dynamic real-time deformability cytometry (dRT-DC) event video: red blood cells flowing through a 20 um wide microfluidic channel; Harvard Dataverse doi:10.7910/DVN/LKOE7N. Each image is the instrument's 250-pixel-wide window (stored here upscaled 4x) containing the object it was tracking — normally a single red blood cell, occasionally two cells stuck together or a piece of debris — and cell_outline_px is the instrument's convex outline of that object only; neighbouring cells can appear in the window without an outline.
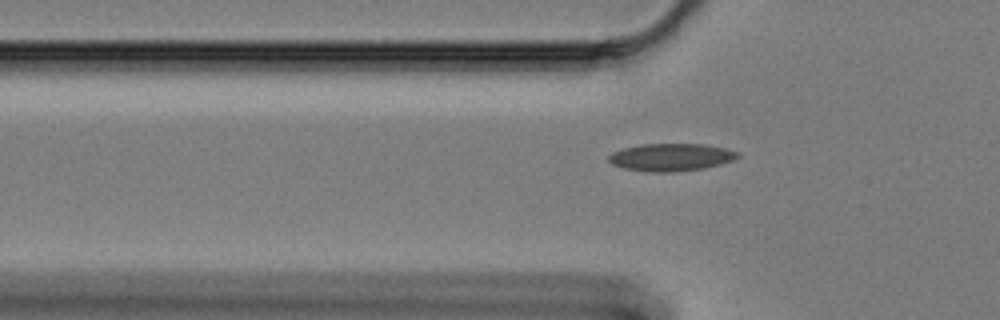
{"species": "Egyptian fruit bat (a non-hibernating species)", "species_latin": "Rousettus aegyptiacus", "temperature_condition": "cold", "stored_images_in_passage": 46, "camera_frame_rate_fps": 3000, "um_per_image_px": 0.085, "animal": {"sex": "female"}, "frame": {"image": 1, "passage_image": 6, "time_ms": 1.667, "image_size_px": [1000, 320], "cell_outline_px": [[740, 156], [732, 160], [720, 164], [704, 168], [672, 172], [652, 172], [624, 168], [612, 164], [608, 160], [608, 156], [612, 152], [624, 148], [640, 144], [704, 144], [728, 148], [740, 152]], "centroid_in_image_um": [57.06, 13.35], "position_along_channel_um": 68.7, "area_um2": 20.75}}
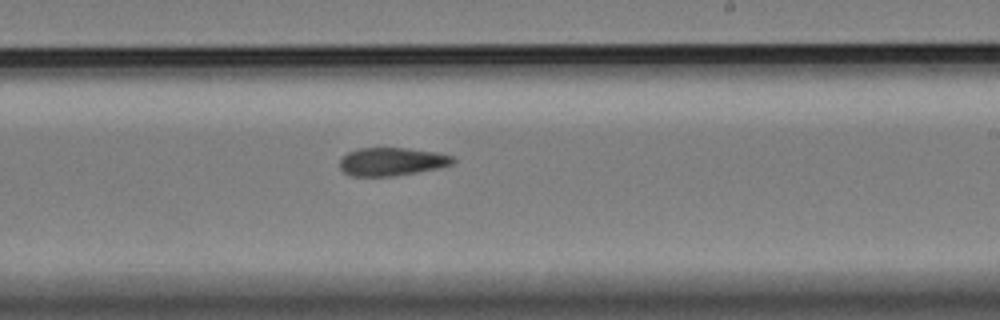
{"frame": {"image": 2, "passage_image": 23, "time_ms": 7.333, "image_size_px": [1000, 320], "cell_outline_px": [[456, 160], [452, 164], [440, 168], [392, 176], [352, 176], [344, 172], [340, 168], [340, 160], [348, 152], [360, 148], [408, 148], [436, 152], [452, 156]], "centroid_in_image_um": [33.31, 13.73], "position_along_channel_um": 255.7, "area_um2": 18.5}}
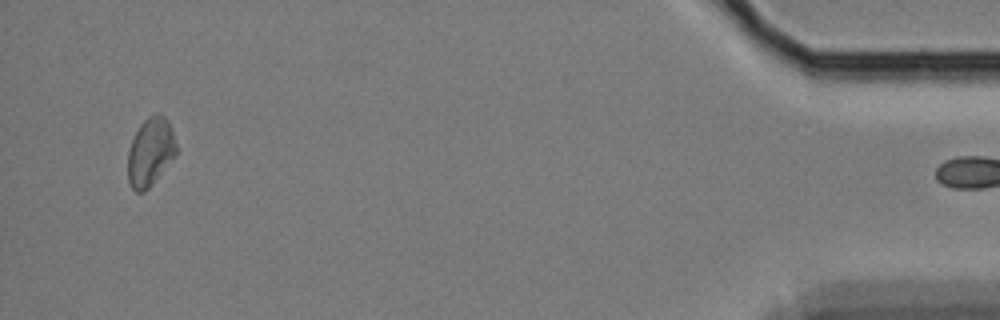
{"frame": {"image": 3, "passage_image": 45, "time_ms": 14.667, "image_size_px": [1000, 320], "cell_outline_px": [[176, 156], [152, 184], [144, 192], [136, 192], [132, 188], [128, 180], [128, 152], [132, 140], [140, 124], [148, 116], [156, 112], [160, 112], [168, 120], [172, 128], [176, 144]], "centroid_in_image_um": [12.8, 12.89], "position_along_channel_um": 422.4, "area_um2": 19.42}}